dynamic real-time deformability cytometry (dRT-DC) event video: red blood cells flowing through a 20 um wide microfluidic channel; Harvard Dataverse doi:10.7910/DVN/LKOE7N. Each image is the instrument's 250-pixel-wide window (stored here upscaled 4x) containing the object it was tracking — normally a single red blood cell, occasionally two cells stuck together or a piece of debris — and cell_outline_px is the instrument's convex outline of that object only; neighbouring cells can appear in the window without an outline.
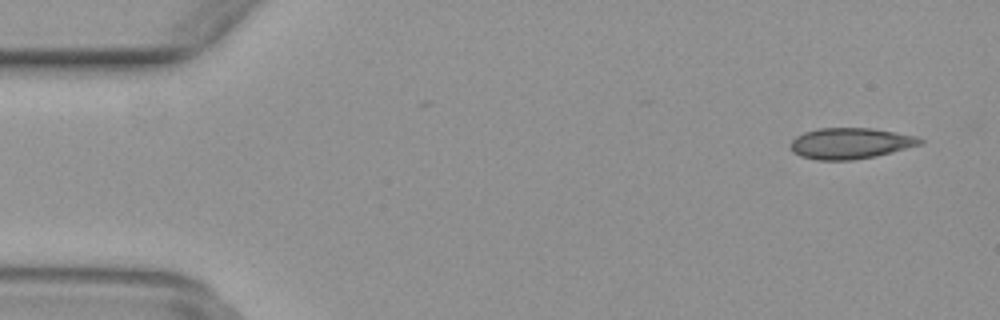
{"species": "common noctule bat (a hibernating species)", "species_latin": "Nyctalus noctula", "temperature_condition": "warm", "stored_images_in_passage": 51, "segment_of_instrument_passage": [1, 2], "camera_frame_rate_fps": 3000, "um_per_image_px": 0.085, "animal": {"sex": "female", "body_mass_g": 29.2, "forearm_length_mm": 56.3}, "frame": {"image": 1, "passage_image": 3, "time_ms": 0.667, "image_size_px": [1000, 320], "cell_outline_px": [[924, 144], [876, 156], [852, 160], [816, 160], [800, 156], [792, 152], [788, 144], [796, 136], [804, 132], [816, 128], [872, 128], [896, 132], [916, 136], [924, 140]], "centroid_in_image_um": [72.27, 12.18], "position_along_channel_um": 12.7, "area_um2": 23.7}}
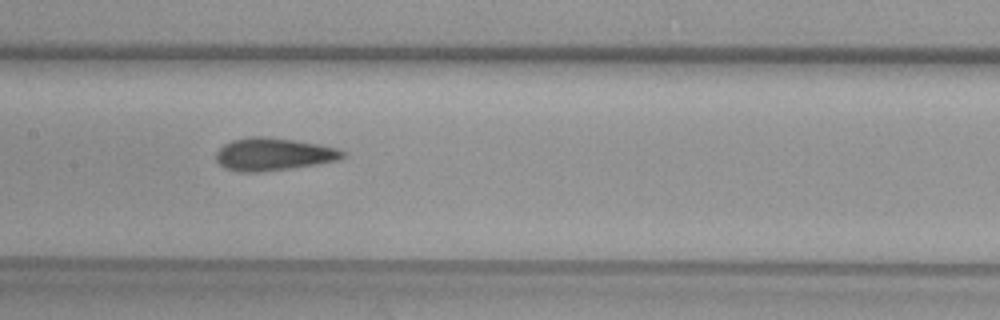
{"frame": {"image": 2, "passage_image": 24, "time_ms": 7.667, "image_size_px": [1000, 320], "cell_outline_px": [[348, 156], [340, 160], [316, 164], [288, 168], [256, 172], [240, 172], [224, 168], [216, 160], [216, 152], [224, 144], [232, 140], [252, 136], [268, 136], [296, 140], [320, 144], [336, 148], [348, 152]], "centroid_in_image_um": [23.28, 13.09], "position_along_channel_um": 184.1, "area_um2": 24.28}}
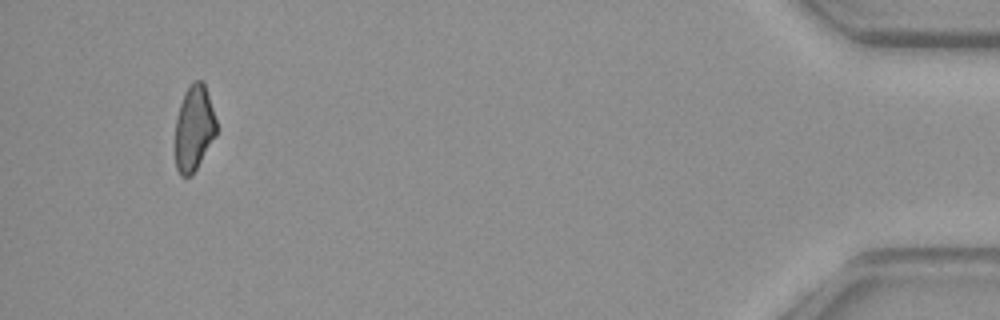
{"frame": {"image": 3, "passage_image": 47, "time_ms": 15.333, "image_size_px": [1000, 320], "cell_outline_px": [[216, 136], [196, 168], [188, 176], [180, 176], [176, 168], [176, 120], [180, 104], [184, 92], [188, 84], [196, 80], [200, 80], [204, 84], [216, 120]], "centroid_in_image_um": [16.48, 10.88], "position_along_channel_um": 418.7, "area_um2": 20.17}}